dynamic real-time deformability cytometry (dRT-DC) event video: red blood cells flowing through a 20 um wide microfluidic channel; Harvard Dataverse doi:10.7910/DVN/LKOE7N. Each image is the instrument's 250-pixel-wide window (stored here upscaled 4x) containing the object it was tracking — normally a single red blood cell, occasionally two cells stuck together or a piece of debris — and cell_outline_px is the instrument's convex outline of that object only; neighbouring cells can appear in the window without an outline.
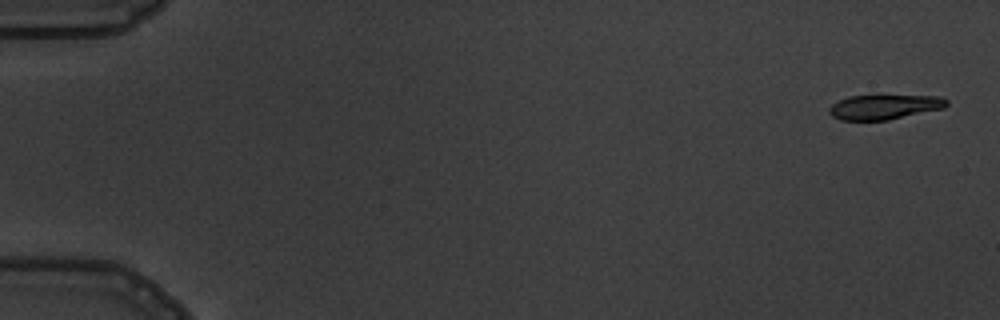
{"species": "common noctule bat (a hibernating species)", "species_latin": "Nyctalus noctula", "temperature_condition": "warm", "stored_images_in_passage": 5, "camera_frame_rate_fps": 3000, "um_per_image_px": 0.085, "animal": {"sex": "male", "body_mass_g": 19.5, "forearm_length_mm": 54.6}, "frame": {"image": 1, "passage_image": 1, "time_ms": 0.0, "image_size_px": [1000, 320], "cell_outline_px": [[948, 104], [944, 108], [888, 120], [840, 120], [832, 116], [828, 112], [828, 108], [832, 104], [848, 96], [944, 96], [948, 100]], "centroid_in_image_um": [75.17, 9.09], "position_along_channel_um": 9.8, "area_um2": 16.88}}
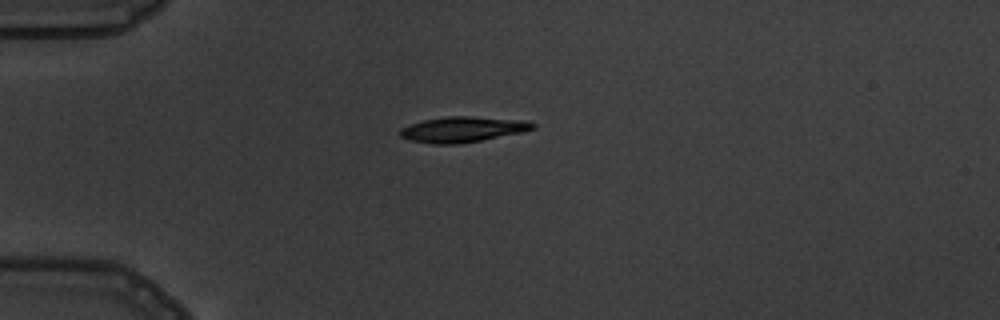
{"frame": {"image": 2, "passage_image": 4, "time_ms": 4.333, "image_size_px": [1000, 320], "cell_outline_px": [[536, 128], [520, 132], [480, 140], [456, 144], [432, 144], [412, 140], [400, 136], [396, 132], [400, 128], [424, 120], [448, 116], [472, 116], [520, 120], [536, 124]], "centroid_in_image_um": [39.27, 10.99], "position_along_channel_um": 45.7, "area_um2": 19.42}}